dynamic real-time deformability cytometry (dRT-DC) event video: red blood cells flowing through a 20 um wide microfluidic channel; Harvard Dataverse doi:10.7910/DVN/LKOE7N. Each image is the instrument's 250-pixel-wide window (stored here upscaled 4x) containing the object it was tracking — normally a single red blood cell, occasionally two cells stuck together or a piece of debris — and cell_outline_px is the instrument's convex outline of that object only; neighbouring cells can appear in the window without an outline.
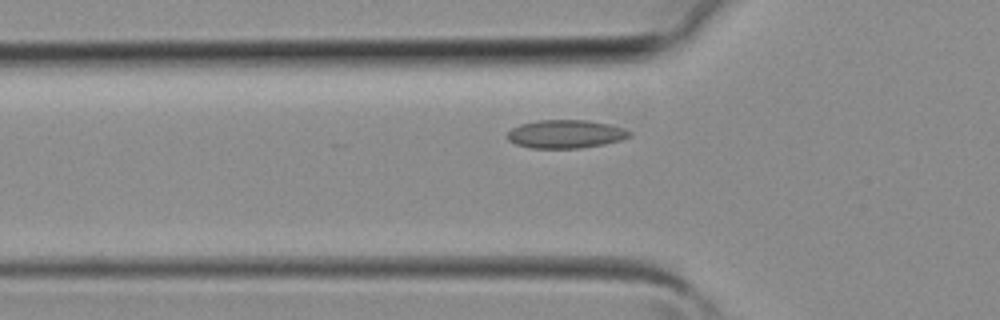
{"species": "common noctule bat (a hibernating species)", "species_latin": "Nyctalus noctula", "temperature_condition": "room temperature", "stored_images_in_passage": 26, "camera_frame_rate_fps": 3000, "um_per_image_px": 0.085, "animal": {"sex": "female", "body_mass_g": 19.3, "forearm_length_mm": 54.1}, "frame": {"image": 1, "passage_image": 10, "time_ms": 3.0, "image_size_px": [1000, 320], "cell_outline_px": [[632, 136], [624, 140], [604, 144], [580, 148], [532, 148], [516, 144], [508, 140], [508, 132], [512, 128], [520, 124], [536, 120], [588, 120], [608, 124], [624, 128], [632, 132]], "centroid_in_image_um": [48.12, 11.39], "position_along_channel_um": 77.7, "area_um2": 20.29}}
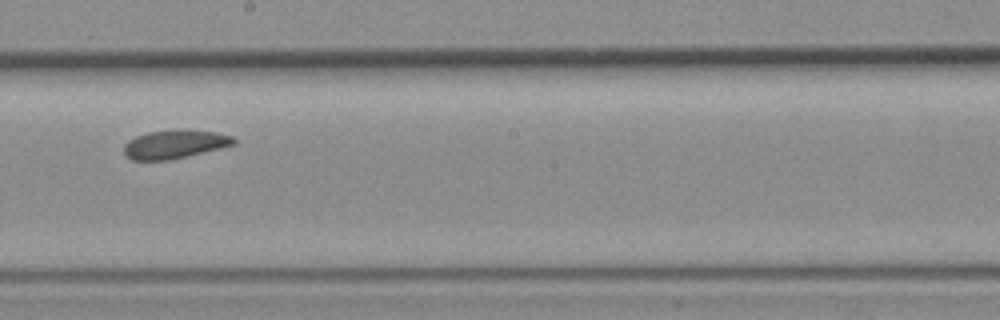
{"frame": {"image": 2, "passage_image": 19, "time_ms": 6.0, "image_size_px": [1000, 320], "cell_outline_px": [[236, 144], [220, 148], [168, 160], [132, 160], [124, 156], [124, 144], [128, 140], [136, 136], [148, 132], [180, 128], [216, 132], [232, 136], [236, 140]], "centroid_in_image_um": [14.83, 12.24], "position_along_channel_um": 233.4, "area_um2": 18.44}}
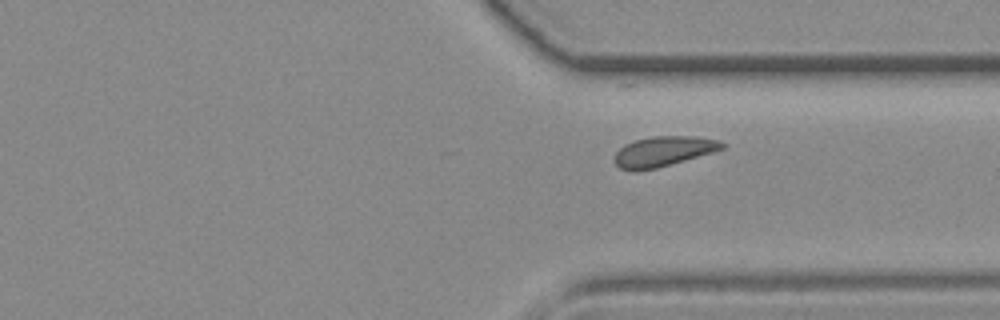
{"frame": {"image": 3, "passage_image": 26, "time_ms": 8.333, "image_size_px": [1000, 320], "cell_outline_px": [[724, 148], [712, 152], [656, 168], [636, 172], [632, 172], [620, 168], [616, 164], [616, 152], [624, 144], [636, 140], [652, 136], [696, 136], [720, 140], [724, 144]], "centroid_in_image_um": [56.37, 12.87], "position_along_channel_um": 355.0, "area_um2": 18.73}}